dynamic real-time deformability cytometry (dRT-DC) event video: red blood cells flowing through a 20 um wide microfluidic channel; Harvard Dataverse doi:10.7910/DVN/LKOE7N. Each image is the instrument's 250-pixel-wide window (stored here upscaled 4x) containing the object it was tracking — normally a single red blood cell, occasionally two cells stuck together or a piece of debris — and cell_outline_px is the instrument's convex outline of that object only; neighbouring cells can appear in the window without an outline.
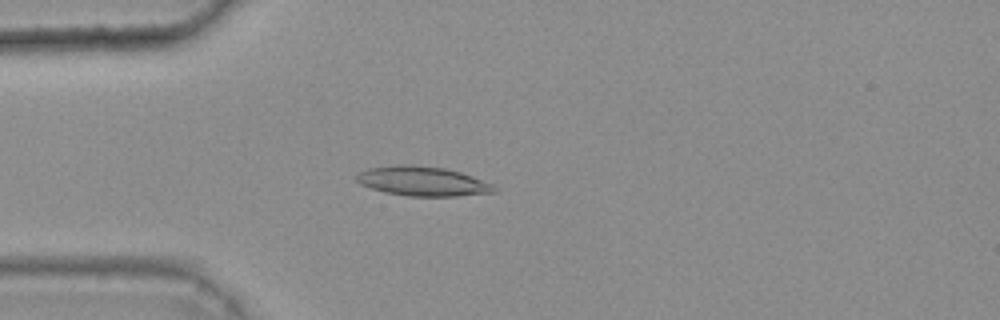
{"species": "common noctule bat (a hibernating species)", "species_latin": "Nyctalus noctula", "temperature_condition": "warm", "stored_images_in_passage": 44, "camera_frame_rate_fps": 3000, "um_per_image_px": 0.085, "animal": {"sex": "female", "body_mass_g": 25.1}, "frame": {"image": 1, "passage_image": 13, "time_ms": 4.0, "image_size_px": [1000, 320], "cell_outline_px": [[496, 192], [456, 196], [408, 196], [384, 192], [360, 184], [356, 180], [356, 176], [360, 172], [368, 168], [396, 164], [412, 164], [444, 168], [460, 172], [492, 184], [496, 188]], "centroid_in_image_um": [35.89, 15.4], "position_along_channel_um": 49.1, "area_um2": 23.58}}
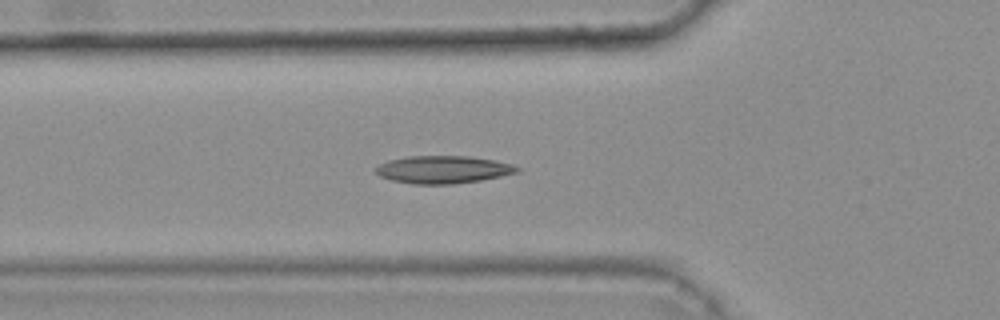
{"frame": {"image": 2, "passage_image": 17, "time_ms": 5.333, "image_size_px": [1000, 320], "cell_outline_px": [[520, 172], [480, 180], [452, 184], [412, 184], [392, 180], [380, 176], [376, 172], [376, 168], [380, 164], [388, 160], [408, 156], [468, 156], [492, 160], [512, 164], [520, 168]], "centroid_in_image_um": [37.66, 14.41], "position_along_channel_um": 88.1, "area_um2": 22.6}}
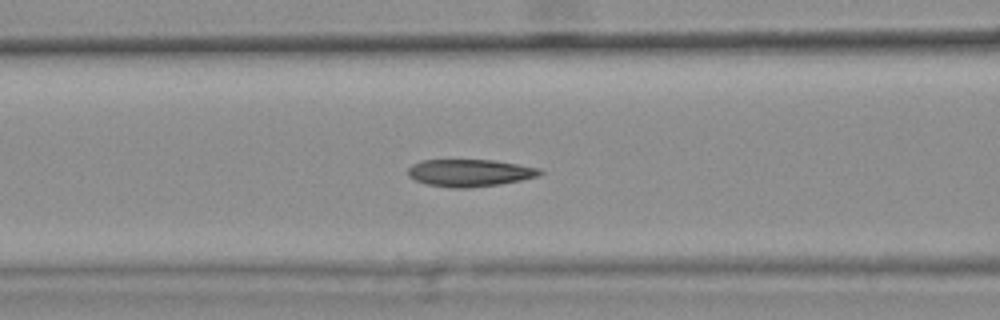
{"frame": {"image": 3, "passage_image": 20, "time_ms": 6.333, "image_size_px": [1000, 320], "cell_outline_px": [[544, 172], [540, 176], [500, 184], [468, 188], [452, 188], [428, 184], [416, 180], [408, 176], [408, 168], [412, 164], [424, 160], [492, 160], [540, 168]], "centroid_in_image_um": [39.94, 14.69], "position_along_channel_um": 126.7, "area_um2": 20.87}, "authors_computed_cell_mechanics": {"area_um2": 21.4149, "velocity_mm_per_s": 3.8098, "shape_relaxation_time_tau1_ms": null, "shape_relaxation_time_tau2_ms": 2.1365, "deformation_change_tau1": null, "deformation_change_tau2": 0.0882}}